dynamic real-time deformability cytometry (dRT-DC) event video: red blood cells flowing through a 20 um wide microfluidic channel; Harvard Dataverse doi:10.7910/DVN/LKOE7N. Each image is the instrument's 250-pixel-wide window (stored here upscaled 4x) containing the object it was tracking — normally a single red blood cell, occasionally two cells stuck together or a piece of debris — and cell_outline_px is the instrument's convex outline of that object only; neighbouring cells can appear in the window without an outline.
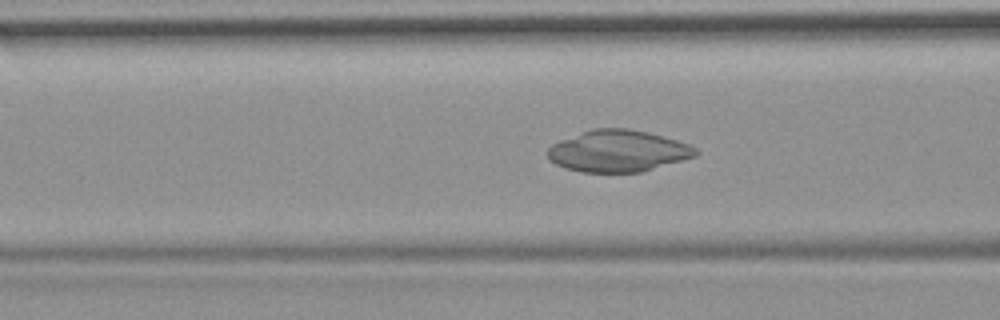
{"species": "common noctule bat (a hibernating species)", "species_latin": "Nyctalus noctula", "temperature_condition": "room temperature", "stored_images_in_passage": 53, "camera_frame_rate_fps": 3000, "um_per_image_px": 0.085, "animal": {"sex": "female", "body_mass_g": 19.9}, "frame": {"image": 1, "passage_image": 20, "time_ms": 6.333, "image_size_px": [1000, 320], "cell_outline_px": [[700, 152], [696, 156], [640, 172], [580, 172], [564, 168], [548, 160], [548, 148], [552, 144], [560, 140], [592, 128], [628, 128], [648, 132], [676, 140], [688, 144], [696, 148]], "centroid_in_image_um": [52.51, 12.83], "position_along_channel_um": 114.1, "area_um2": 35.89}}
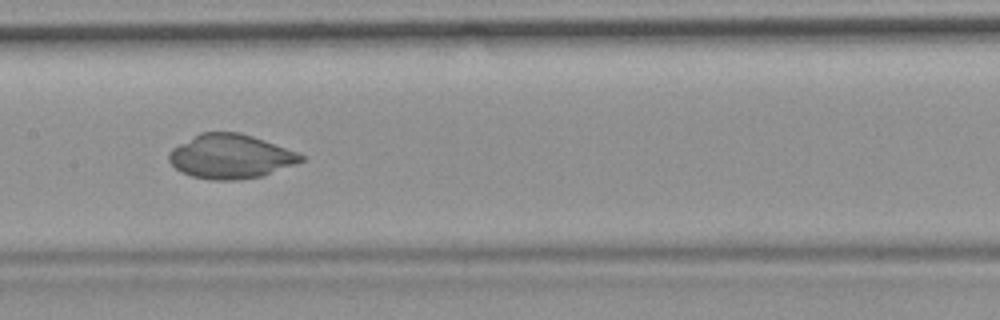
{"frame": {"image": 2, "passage_image": 26, "time_ms": 8.333, "image_size_px": [1000, 320], "cell_outline_px": [[304, 160], [296, 164], [264, 176], [236, 180], [212, 180], [192, 176], [180, 172], [168, 160], [168, 152], [172, 148], [200, 132], [240, 132], [264, 140], [296, 152], [304, 156]], "centroid_in_image_um": [19.58, 13.31], "position_along_channel_um": 187.8, "area_um2": 34.04}}
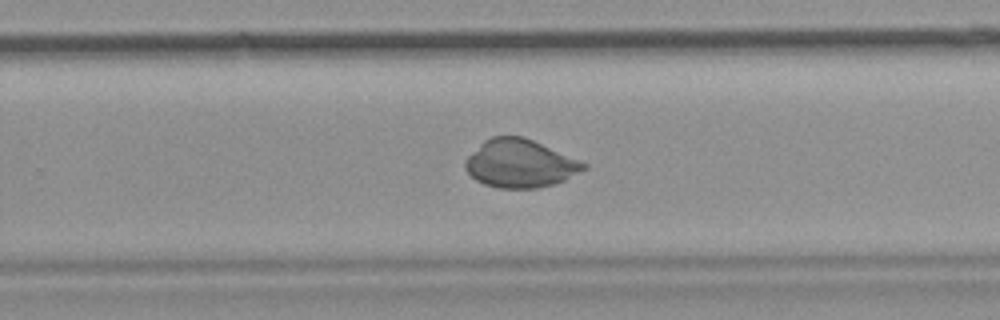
{"frame": {"image": 3, "passage_image": 34, "time_ms": 11.0, "image_size_px": [1000, 320], "cell_outline_px": [[588, 168], [556, 184], [536, 188], [500, 188], [484, 184], [476, 180], [464, 168], [464, 160], [484, 140], [492, 136], [524, 136], [588, 164]], "centroid_in_image_um": [44.2, 13.9], "position_along_channel_um": 285.6, "area_um2": 33.12}}